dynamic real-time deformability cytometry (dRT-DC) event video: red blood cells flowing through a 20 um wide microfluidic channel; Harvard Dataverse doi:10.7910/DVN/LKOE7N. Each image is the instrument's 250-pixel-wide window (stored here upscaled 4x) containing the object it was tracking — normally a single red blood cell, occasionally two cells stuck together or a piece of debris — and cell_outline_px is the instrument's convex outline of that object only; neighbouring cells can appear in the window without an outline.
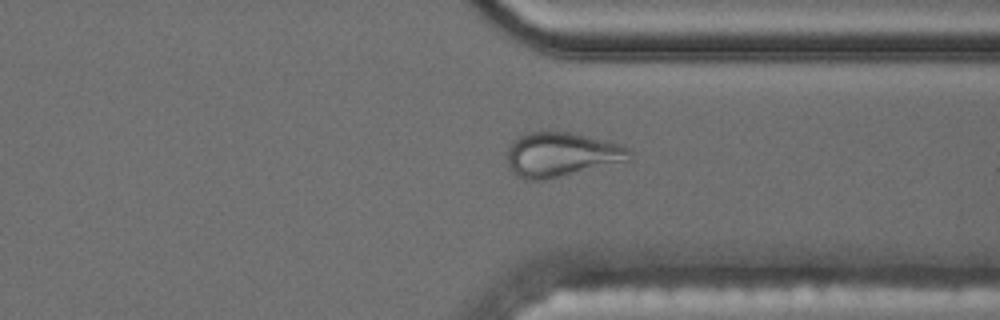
{"species": "common noctule bat (a hibernating species)", "species_latin": "Nyctalus noctula", "temperature_condition": "cold", "stored_images_in_passage": 51, "camera_frame_rate_fps": 3000, "um_per_image_px": 0.085, "animal": {"sex": "male", "body_mass_g": 17.5, "forearm_length_mm": 52.3}, "frame": {"image": 1, "passage_image": 37, "time_ms": 12.0, "image_size_px": [1000, 320], "cell_outline_px": [[632, 160], [544, 180], [524, 180], [516, 176], [508, 164], [508, 144], [516, 136], [528, 132], [568, 132], [604, 140], [620, 144], [628, 148], [632, 152]], "centroid_in_image_um": [47.7, 13.14], "position_along_channel_um": 363.7, "area_um2": 31.79}}
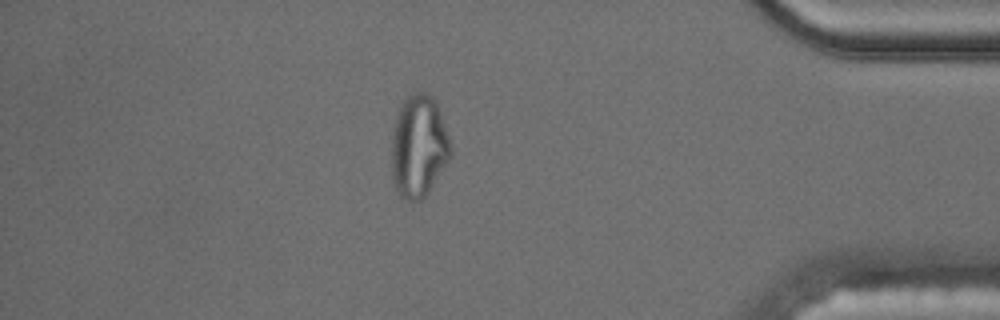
{"frame": {"image": 2, "passage_image": 43, "time_ms": 14.0, "image_size_px": [1000, 320], "cell_outline_px": [[452, 156], [424, 196], [420, 200], [408, 200], [400, 196], [392, 180], [392, 132], [396, 116], [400, 104], [412, 92], [428, 92], [436, 100], [452, 140]], "centroid_in_image_um": [35.61, 12.38], "position_along_channel_um": 399.6, "area_um2": 35.66}, "authors_computed_cell_mechanics": {"area_um2": 22.542, "velocity_mm_per_s": 3.538, "shape_relaxation_time_tau1_ms": null, "shape_relaxation_time_tau2_ms": 1.4624, "deformation_change_tau1": null, "deformation_change_tau2": 0.0945}}